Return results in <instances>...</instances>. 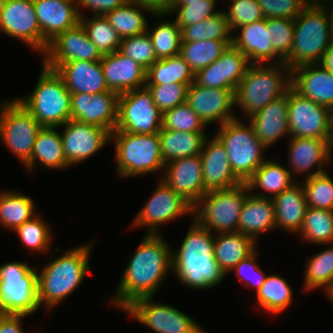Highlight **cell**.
Returning <instances> with one entry per match:
<instances>
[{"instance_id": "obj_6", "label": "cell", "mask_w": 333, "mask_h": 333, "mask_svg": "<svg viewBox=\"0 0 333 333\" xmlns=\"http://www.w3.org/2000/svg\"><path fill=\"white\" fill-rule=\"evenodd\" d=\"M34 91L16 98L42 125L58 127L71 119V93L61 76L43 63Z\"/></svg>"}, {"instance_id": "obj_18", "label": "cell", "mask_w": 333, "mask_h": 333, "mask_svg": "<svg viewBox=\"0 0 333 333\" xmlns=\"http://www.w3.org/2000/svg\"><path fill=\"white\" fill-rule=\"evenodd\" d=\"M66 161L74 166L87 160L111 141V133L102 127L69 120L59 126Z\"/></svg>"}, {"instance_id": "obj_39", "label": "cell", "mask_w": 333, "mask_h": 333, "mask_svg": "<svg viewBox=\"0 0 333 333\" xmlns=\"http://www.w3.org/2000/svg\"><path fill=\"white\" fill-rule=\"evenodd\" d=\"M31 197L11 190L0 193V224L3 228L15 230L37 215Z\"/></svg>"}, {"instance_id": "obj_20", "label": "cell", "mask_w": 333, "mask_h": 333, "mask_svg": "<svg viewBox=\"0 0 333 333\" xmlns=\"http://www.w3.org/2000/svg\"><path fill=\"white\" fill-rule=\"evenodd\" d=\"M186 103L206 125L217 121L220 126L237 118L231 110L235 98L230 89L207 88L194 81L188 88Z\"/></svg>"}, {"instance_id": "obj_13", "label": "cell", "mask_w": 333, "mask_h": 333, "mask_svg": "<svg viewBox=\"0 0 333 333\" xmlns=\"http://www.w3.org/2000/svg\"><path fill=\"white\" fill-rule=\"evenodd\" d=\"M288 125L290 137L332 139L331 112L288 88Z\"/></svg>"}, {"instance_id": "obj_44", "label": "cell", "mask_w": 333, "mask_h": 333, "mask_svg": "<svg viewBox=\"0 0 333 333\" xmlns=\"http://www.w3.org/2000/svg\"><path fill=\"white\" fill-rule=\"evenodd\" d=\"M306 265L304 290L323 288L326 293L333 283V244L309 258Z\"/></svg>"}, {"instance_id": "obj_31", "label": "cell", "mask_w": 333, "mask_h": 333, "mask_svg": "<svg viewBox=\"0 0 333 333\" xmlns=\"http://www.w3.org/2000/svg\"><path fill=\"white\" fill-rule=\"evenodd\" d=\"M276 229L275 207L272 198H264L249 192L241 209L238 232L257 241V236Z\"/></svg>"}, {"instance_id": "obj_2", "label": "cell", "mask_w": 333, "mask_h": 333, "mask_svg": "<svg viewBox=\"0 0 333 333\" xmlns=\"http://www.w3.org/2000/svg\"><path fill=\"white\" fill-rule=\"evenodd\" d=\"M214 236L194 219L178 251L172 249V271L182 284L208 290L223 281L226 273L214 258Z\"/></svg>"}, {"instance_id": "obj_23", "label": "cell", "mask_w": 333, "mask_h": 333, "mask_svg": "<svg viewBox=\"0 0 333 333\" xmlns=\"http://www.w3.org/2000/svg\"><path fill=\"white\" fill-rule=\"evenodd\" d=\"M288 142V164L292 177L305 173V178H308L327 171L323 167L332 161V139L291 137ZM315 166L317 169L313 171Z\"/></svg>"}, {"instance_id": "obj_36", "label": "cell", "mask_w": 333, "mask_h": 333, "mask_svg": "<svg viewBox=\"0 0 333 333\" xmlns=\"http://www.w3.org/2000/svg\"><path fill=\"white\" fill-rule=\"evenodd\" d=\"M294 180L290 170L285 166L276 163V161L265 160L246 184L249 187L250 192L254 189L259 190L260 188L263 192L268 193H257L253 195L273 199L276 195H279L295 184L296 182Z\"/></svg>"}, {"instance_id": "obj_7", "label": "cell", "mask_w": 333, "mask_h": 333, "mask_svg": "<svg viewBox=\"0 0 333 333\" xmlns=\"http://www.w3.org/2000/svg\"><path fill=\"white\" fill-rule=\"evenodd\" d=\"M113 140L116 170L120 177H138L164 170L159 133L137 134L113 130L111 141Z\"/></svg>"}, {"instance_id": "obj_32", "label": "cell", "mask_w": 333, "mask_h": 333, "mask_svg": "<svg viewBox=\"0 0 333 333\" xmlns=\"http://www.w3.org/2000/svg\"><path fill=\"white\" fill-rule=\"evenodd\" d=\"M276 230L299 233L308 208L303 185L296 181L289 189L273 198Z\"/></svg>"}, {"instance_id": "obj_57", "label": "cell", "mask_w": 333, "mask_h": 333, "mask_svg": "<svg viewBox=\"0 0 333 333\" xmlns=\"http://www.w3.org/2000/svg\"><path fill=\"white\" fill-rule=\"evenodd\" d=\"M127 1L128 0H76L80 17L83 16V14H81L82 10H80L82 8L92 10V12L95 13L94 15L105 16L107 13L124 5Z\"/></svg>"}, {"instance_id": "obj_46", "label": "cell", "mask_w": 333, "mask_h": 333, "mask_svg": "<svg viewBox=\"0 0 333 333\" xmlns=\"http://www.w3.org/2000/svg\"><path fill=\"white\" fill-rule=\"evenodd\" d=\"M147 28V32L151 37V42L157 56V59L169 58L179 55L181 47V29L175 22L161 21L153 27Z\"/></svg>"}, {"instance_id": "obj_11", "label": "cell", "mask_w": 333, "mask_h": 333, "mask_svg": "<svg viewBox=\"0 0 333 333\" xmlns=\"http://www.w3.org/2000/svg\"><path fill=\"white\" fill-rule=\"evenodd\" d=\"M42 125L15 98L0 105V140L24 166L31 158Z\"/></svg>"}, {"instance_id": "obj_28", "label": "cell", "mask_w": 333, "mask_h": 333, "mask_svg": "<svg viewBox=\"0 0 333 333\" xmlns=\"http://www.w3.org/2000/svg\"><path fill=\"white\" fill-rule=\"evenodd\" d=\"M291 87L312 101L333 107V74L320 64L303 65L291 70Z\"/></svg>"}, {"instance_id": "obj_8", "label": "cell", "mask_w": 333, "mask_h": 333, "mask_svg": "<svg viewBox=\"0 0 333 333\" xmlns=\"http://www.w3.org/2000/svg\"><path fill=\"white\" fill-rule=\"evenodd\" d=\"M215 136L223 144L231 169L242 183H246L266 160L264 151L267 148L251 124H244L238 117L220 125Z\"/></svg>"}, {"instance_id": "obj_47", "label": "cell", "mask_w": 333, "mask_h": 333, "mask_svg": "<svg viewBox=\"0 0 333 333\" xmlns=\"http://www.w3.org/2000/svg\"><path fill=\"white\" fill-rule=\"evenodd\" d=\"M302 185L308 207L333 211V180L329 172L305 178Z\"/></svg>"}, {"instance_id": "obj_54", "label": "cell", "mask_w": 333, "mask_h": 333, "mask_svg": "<svg viewBox=\"0 0 333 333\" xmlns=\"http://www.w3.org/2000/svg\"><path fill=\"white\" fill-rule=\"evenodd\" d=\"M189 86L184 83L146 85L152 94L153 101L162 113L186 103Z\"/></svg>"}, {"instance_id": "obj_19", "label": "cell", "mask_w": 333, "mask_h": 333, "mask_svg": "<svg viewBox=\"0 0 333 333\" xmlns=\"http://www.w3.org/2000/svg\"><path fill=\"white\" fill-rule=\"evenodd\" d=\"M118 96L112 90L92 95L71 93V120L93 124L111 133L117 123Z\"/></svg>"}, {"instance_id": "obj_55", "label": "cell", "mask_w": 333, "mask_h": 333, "mask_svg": "<svg viewBox=\"0 0 333 333\" xmlns=\"http://www.w3.org/2000/svg\"><path fill=\"white\" fill-rule=\"evenodd\" d=\"M264 17L294 20L309 4V0H258Z\"/></svg>"}, {"instance_id": "obj_16", "label": "cell", "mask_w": 333, "mask_h": 333, "mask_svg": "<svg viewBox=\"0 0 333 333\" xmlns=\"http://www.w3.org/2000/svg\"><path fill=\"white\" fill-rule=\"evenodd\" d=\"M0 31L42 54L49 44L42 36L33 0H6L0 15Z\"/></svg>"}, {"instance_id": "obj_5", "label": "cell", "mask_w": 333, "mask_h": 333, "mask_svg": "<svg viewBox=\"0 0 333 333\" xmlns=\"http://www.w3.org/2000/svg\"><path fill=\"white\" fill-rule=\"evenodd\" d=\"M328 5L309 4L294 19V40L290 55L283 63L293 70L303 65L319 64L330 44Z\"/></svg>"}, {"instance_id": "obj_4", "label": "cell", "mask_w": 333, "mask_h": 333, "mask_svg": "<svg viewBox=\"0 0 333 333\" xmlns=\"http://www.w3.org/2000/svg\"><path fill=\"white\" fill-rule=\"evenodd\" d=\"M291 86V70L284 64H250L235 92V105L249 118Z\"/></svg>"}, {"instance_id": "obj_24", "label": "cell", "mask_w": 333, "mask_h": 333, "mask_svg": "<svg viewBox=\"0 0 333 333\" xmlns=\"http://www.w3.org/2000/svg\"><path fill=\"white\" fill-rule=\"evenodd\" d=\"M200 157L206 193L211 190L233 188L242 183L233 173L227 152L215 135L211 140L206 137Z\"/></svg>"}, {"instance_id": "obj_26", "label": "cell", "mask_w": 333, "mask_h": 333, "mask_svg": "<svg viewBox=\"0 0 333 333\" xmlns=\"http://www.w3.org/2000/svg\"><path fill=\"white\" fill-rule=\"evenodd\" d=\"M238 29L240 33L232 36V45L248 58L250 64L283 63L274 53L266 18L238 27L235 33Z\"/></svg>"}, {"instance_id": "obj_67", "label": "cell", "mask_w": 333, "mask_h": 333, "mask_svg": "<svg viewBox=\"0 0 333 333\" xmlns=\"http://www.w3.org/2000/svg\"><path fill=\"white\" fill-rule=\"evenodd\" d=\"M331 153H333V138H332V142H331Z\"/></svg>"}, {"instance_id": "obj_43", "label": "cell", "mask_w": 333, "mask_h": 333, "mask_svg": "<svg viewBox=\"0 0 333 333\" xmlns=\"http://www.w3.org/2000/svg\"><path fill=\"white\" fill-rule=\"evenodd\" d=\"M181 36V42H198L201 40H232L233 34L225 12L220 10L204 21L183 27Z\"/></svg>"}, {"instance_id": "obj_15", "label": "cell", "mask_w": 333, "mask_h": 333, "mask_svg": "<svg viewBox=\"0 0 333 333\" xmlns=\"http://www.w3.org/2000/svg\"><path fill=\"white\" fill-rule=\"evenodd\" d=\"M152 193L132 223L133 227H148L146 234H161L160 224L193 215V206L161 179Z\"/></svg>"}, {"instance_id": "obj_33", "label": "cell", "mask_w": 333, "mask_h": 333, "mask_svg": "<svg viewBox=\"0 0 333 333\" xmlns=\"http://www.w3.org/2000/svg\"><path fill=\"white\" fill-rule=\"evenodd\" d=\"M57 127L42 126L39 130L30 160L24 165L28 172L37 163L46 169L69 168L63 149V142Z\"/></svg>"}, {"instance_id": "obj_49", "label": "cell", "mask_w": 333, "mask_h": 333, "mask_svg": "<svg viewBox=\"0 0 333 333\" xmlns=\"http://www.w3.org/2000/svg\"><path fill=\"white\" fill-rule=\"evenodd\" d=\"M206 124L187 104L178 105L163 113L162 129L183 132H205Z\"/></svg>"}, {"instance_id": "obj_45", "label": "cell", "mask_w": 333, "mask_h": 333, "mask_svg": "<svg viewBox=\"0 0 333 333\" xmlns=\"http://www.w3.org/2000/svg\"><path fill=\"white\" fill-rule=\"evenodd\" d=\"M86 18L81 16L80 23L101 54L106 55L118 51L122 39L108 19L103 15H94L91 19Z\"/></svg>"}, {"instance_id": "obj_21", "label": "cell", "mask_w": 333, "mask_h": 333, "mask_svg": "<svg viewBox=\"0 0 333 333\" xmlns=\"http://www.w3.org/2000/svg\"><path fill=\"white\" fill-rule=\"evenodd\" d=\"M249 65L248 58L239 49L229 45L217 60L195 74V82L203 87L235 92Z\"/></svg>"}, {"instance_id": "obj_14", "label": "cell", "mask_w": 333, "mask_h": 333, "mask_svg": "<svg viewBox=\"0 0 333 333\" xmlns=\"http://www.w3.org/2000/svg\"><path fill=\"white\" fill-rule=\"evenodd\" d=\"M123 311L155 333H207L190 316L168 304L153 302L152 297L139 298Z\"/></svg>"}, {"instance_id": "obj_30", "label": "cell", "mask_w": 333, "mask_h": 333, "mask_svg": "<svg viewBox=\"0 0 333 333\" xmlns=\"http://www.w3.org/2000/svg\"><path fill=\"white\" fill-rule=\"evenodd\" d=\"M55 71L70 93L97 94L109 91L100 61L74 60L60 64Z\"/></svg>"}, {"instance_id": "obj_3", "label": "cell", "mask_w": 333, "mask_h": 333, "mask_svg": "<svg viewBox=\"0 0 333 333\" xmlns=\"http://www.w3.org/2000/svg\"><path fill=\"white\" fill-rule=\"evenodd\" d=\"M92 243L64 252L37 272V298L46 309L63 302L82 283L89 271Z\"/></svg>"}, {"instance_id": "obj_42", "label": "cell", "mask_w": 333, "mask_h": 333, "mask_svg": "<svg viewBox=\"0 0 333 333\" xmlns=\"http://www.w3.org/2000/svg\"><path fill=\"white\" fill-rule=\"evenodd\" d=\"M301 239L307 243H333V211L308 207L301 230Z\"/></svg>"}, {"instance_id": "obj_34", "label": "cell", "mask_w": 333, "mask_h": 333, "mask_svg": "<svg viewBox=\"0 0 333 333\" xmlns=\"http://www.w3.org/2000/svg\"><path fill=\"white\" fill-rule=\"evenodd\" d=\"M257 242L240 232L217 233L214 236V258L227 275L242 259L257 250Z\"/></svg>"}, {"instance_id": "obj_40", "label": "cell", "mask_w": 333, "mask_h": 333, "mask_svg": "<svg viewBox=\"0 0 333 333\" xmlns=\"http://www.w3.org/2000/svg\"><path fill=\"white\" fill-rule=\"evenodd\" d=\"M229 45H232V40L181 42L179 55L196 74L217 60Z\"/></svg>"}, {"instance_id": "obj_60", "label": "cell", "mask_w": 333, "mask_h": 333, "mask_svg": "<svg viewBox=\"0 0 333 333\" xmlns=\"http://www.w3.org/2000/svg\"><path fill=\"white\" fill-rule=\"evenodd\" d=\"M327 71L333 74V47L330 46L322 57L320 63Z\"/></svg>"}, {"instance_id": "obj_27", "label": "cell", "mask_w": 333, "mask_h": 333, "mask_svg": "<svg viewBox=\"0 0 333 333\" xmlns=\"http://www.w3.org/2000/svg\"><path fill=\"white\" fill-rule=\"evenodd\" d=\"M100 63L109 90L121 94L146 86L147 70L119 51L103 55Z\"/></svg>"}, {"instance_id": "obj_10", "label": "cell", "mask_w": 333, "mask_h": 333, "mask_svg": "<svg viewBox=\"0 0 333 333\" xmlns=\"http://www.w3.org/2000/svg\"><path fill=\"white\" fill-rule=\"evenodd\" d=\"M38 309L37 270L17 261L0 265V313L29 316Z\"/></svg>"}, {"instance_id": "obj_65", "label": "cell", "mask_w": 333, "mask_h": 333, "mask_svg": "<svg viewBox=\"0 0 333 333\" xmlns=\"http://www.w3.org/2000/svg\"><path fill=\"white\" fill-rule=\"evenodd\" d=\"M6 0H0V15L2 13V10L4 8V4H5Z\"/></svg>"}, {"instance_id": "obj_17", "label": "cell", "mask_w": 333, "mask_h": 333, "mask_svg": "<svg viewBox=\"0 0 333 333\" xmlns=\"http://www.w3.org/2000/svg\"><path fill=\"white\" fill-rule=\"evenodd\" d=\"M43 55L45 57L42 63L54 70L64 62L74 60L95 62L101 61L103 57L98 48L89 39L81 23L57 35L49 42Z\"/></svg>"}, {"instance_id": "obj_35", "label": "cell", "mask_w": 333, "mask_h": 333, "mask_svg": "<svg viewBox=\"0 0 333 333\" xmlns=\"http://www.w3.org/2000/svg\"><path fill=\"white\" fill-rule=\"evenodd\" d=\"M206 132H183L169 129L159 131L161 156L164 163L173 160L200 155Z\"/></svg>"}, {"instance_id": "obj_41", "label": "cell", "mask_w": 333, "mask_h": 333, "mask_svg": "<svg viewBox=\"0 0 333 333\" xmlns=\"http://www.w3.org/2000/svg\"><path fill=\"white\" fill-rule=\"evenodd\" d=\"M259 307L269 313L278 314L286 310L293 300V291L286 279L280 275H267L265 282L256 291Z\"/></svg>"}, {"instance_id": "obj_50", "label": "cell", "mask_w": 333, "mask_h": 333, "mask_svg": "<svg viewBox=\"0 0 333 333\" xmlns=\"http://www.w3.org/2000/svg\"><path fill=\"white\" fill-rule=\"evenodd\" d=\"M118 51L136 61L146 70L158 60L148 32L123 38Z\"/></svg>"}, {"instance_id": "obj_1", "label": "cell", "mask_w": 333, "mask_h": 333, "mask_svg": "<svg viewBox=\"0 0 333 333\" xmlns=\"http://www.w3.org/2000/svg\"><path fill=\"white\" fill-rule=\"evenodd\" d=\"M171 252L160 234H145L113 293L115 307L123 311L139 298L153 297L172 269Z\"/></svg>"}, {"instance_id": "obj_63", "label": "cell", "mask_w": 333, "mask_h": 333, "mask_svg": "<svg viewBox=\"0 0 333 333\" xmlns=\"http://www.w3.org/2000/svg\"><path fill=\"white\" fill-rule=\"evenodd\" d=\"M326 2V1H328V0H309V2L311 3V4H314V5H317V6H324L325 5V3H323V2ZM331 2L330 3H327V4H333V0H330ZM323 3V4H322Z\"/></svg>"}, {"instance_id": "obj_37", "label": "cell", "mask_w": 333, "mask_h": 333, "mask_svg": "<svg viewBox=\"0 0 333 333\" xmlns=\"http://www.w3.org/2000/svg\"><path fill=\"white\" fill-rule=\"evenodd\" d=\"M144 11L151 13L156 18L166 16V14H153L149 9L141 7L135 2L127 1L124 5L107 13L105 17L123 39L147 32L149 24L145 14H143Z\"/></svg>"}, {"instance_id": "obj_59", "label": "cell", "mask_w": 333, "mask_h": 333, "mask_svg": "<svg viewBox=\"0 0 333 333\" xmlns=\"http://www.w3.org/2000/svg\"><path fill=\"white\" fill-rule=\"evenodd\" d=\"M149 9L153 14H168L171 0H128Z\"/></svg>"}, {"instance_id": "obj_51", "label": "cell", "mask_w": 333, "mask_h": 333, "mask_svg": "<svg viewBox=\"0 0 333 333\" xmlns=\"http://www.w3.org/2000/svg\"><path fill=\"white\" fill-rule=\"evenodd\" d=\"M216 0L189 1L187 5H171L168 14H176L175 22L182 29L185 26L204 21L207 17L215 15Z\"/></svg>"}, {"instance_id": "obj_61", "label": "cell", "mask_w": 333, "mask_h": 333, "mask_svg": "<svg viewBox=\"0 0 333 333\" xmlns=\"http://www.w3.org/2000/svg\"><path fill=\"white\" fill-rule=\"evenodd\" d=\"M328 14L330 20V44L333 47V4H328ZM331 11V12H330Z\"/></svg>"}, {"instance_id": "obj_12", "label": "cell", "mask_w": 333, "mask_h": 333, "mask_svg": "<svg viewBox=\"0 0 333 333\" xmlns=\"http://www.w3.org/2000/svg\"><path fill=\"white\" fill-rule=\"evenodd\" d=\"M162 118L163 113L145 86L119 94L117 123L114 130L155 134L162 128Z\"/></svg>"}, {"instance_id": "obj_22", "label": "cell", "mask_w": 333, "mask_h": 333, "mask_svg": "<svg viewBox=\"0 0 333 333\" xmlns=\"http://www.w3.org/2000/svg\"><path fill=\"white\" fill-rule=\"evenodd\" d=\"M164 170L161 180L192 206L206 194L200 155L168 162Z\"/></svg>"}, {"instance_id": "obj_53", "label": "cell", "mask_w": 333, "mask_h": 333, "mask_svg": "<svg viewBox=\"0 0 333 333\" xmlns=\"http://www.w3.org/2000/svg\"><path fill=\"white\" fill-rule=\"evenodd\" d=\"M228 10L224 11L232 31L246 24L264 19L258 0H230Z\"/></svg>"}, {"instance_id": "obj_25", "label": "cell", "mask_w": 333, "mask_h": 333, "mask_svg": "<svg viewBox=\"0 0 333 333\" xmlns=\"http://www.w3.org/2000/svg\"><path fill=\"white\" fill-rule=\"evenodd\" d=\"M33 5L42 36L48 43L80 23L76 0H33Z\"/></svg>"}, {"instance_id": "obj_48", "label": "cell", "mask_w": 333, "mask_h": 333, "mask_svg": "<svg viewBox=\"0 0 333 333\" xmlns=\"http://www.w3.org/2000/svg\"><path fill=\"white\" fill-rule=\"evenodd\" d=\"M22 241V244L30 249V252H47L50 249L52 233L47 222L37 214L32 219L24 222L14 230Z\"/></svg>"}, {"instance_id": "obj_52", "label": "cell", "mask_w": 333, "mask_h": 333, "mask_svg": "<svg viewBox=\"0 0 333 333\" xmlns=\"http://www.w3.org/2000/svg\"><path fill=\"white\" fill-rule=\"evenodd\" d=\"M274 53L284 61L291 52L294 40V20L286 18H267Z\"/></svg>"}, {"instance_id": "obj_62", "label": "cell", "mask_w": 333, "mask_h": 333, "mask_svg": "<svg viewBox=\"0 0 333 333\" xmlns=\"http://www.w3.org/2000/svg\"><path fill=\"white\" fill-rule=\"evenodd\" d=\"M189 1H200V0H173L171 5H187Z\"/></svg>"}, {"instance_id": "obj_58", "label": "cell", "mask_w": 333, "mask_h": 333, "mask_svg": "<svg viewBox=\"0 0 333 333\" xmlns=\"http://www.w3.org/2000/svg\"><path fill=\"white\" fill-rule=\"evenodd\" d=\"M24 314H2L0 313V333H25L22 329V318Z\"/></svg>"}, {"instance_id": "obj_9", "label": "cell", "mask_w": 333, "mask_h": 333, "mask_svg": "<svg viewBox=\"0 0 333 333\" xmlns=\"http://www.w3.org/2000/svg\"><path fill=\"white\" fill-rule=\"evenodd\" d=\"M246 183L220 190L208 191L194 206L193 219L210 232H238V220L247 194Z\"/></svg>"}, {"instance_id": "obj_29", "label": "cell", "mask_w": 333, "mask_h": 333, "mask_svg": "<svg viewBox=\"0 0 333 333\" xmlns=\"http://www.w3.org/2000/svg\"><path fill=\"white\" fill-rule=\"evenodd\" d=\"M248 121L266 148L274 145L285 134L289 135L288 90L284 95L269 102L260 111L250 116Z\"/></svg>"}, {"instance_id": "obj_66", "label": "cell", "mask_w": 333, "mask_h": 333, "mask_svg": "<svg viewBox=\"0 0 333 333\" xmlns=\"http://www.w3.org/2000/svg\"><path fill=\"white\" fill-rule=\"evenodd\" d=\"M330 112H331V124L333 128V107L330 109Z\"/></svg>"}, {"instance_id": "obj_38", "label": "cell", "mask_w": 333, "mask_h": 333, "mask_svg": "<svg viewBox=\"0 0 333 333\" xmlns=\"http://www.w3.org/2000/svg\"><path fill=\"white\" fill-rule=\"evenodd\" d=\"M194 81L195 74L180 55L159 59L146 72V85L173 83L191 85Z\"/></svg>"}, {"instance_id": "obj_64", "label": "cell", "mask_w": 333, "mask_h": 333, "mask_svg": "<svg viewBox=\"0 0 333 333\" xmlns=\"http://www.w3.org/2000/svg\"><path fill=\"white\" fill-rule=\"evenodd\" d=\"M325 294L327 295L328 300L333 304V283Z\"/></svg>"}, {"instance_id": "obj_56", "label": "cell", "mask_w": 333, "mask_h": 333, "mask_svg": "<svg viewBox=\"0 0 333 333\" xmlns=\"http://www.w3.org/2000/svg\"><path fill=\"white\" fill-rule=\"evenodd\" d=\"M258 251H254L245 259H242L236 266H234L230 272L236 271V275L238 279L247 287L253 286L256 288V291L262 286V284L266 280V275L263 270L256 265L257 262V253Z\"/></svg>"}]
</instances>
